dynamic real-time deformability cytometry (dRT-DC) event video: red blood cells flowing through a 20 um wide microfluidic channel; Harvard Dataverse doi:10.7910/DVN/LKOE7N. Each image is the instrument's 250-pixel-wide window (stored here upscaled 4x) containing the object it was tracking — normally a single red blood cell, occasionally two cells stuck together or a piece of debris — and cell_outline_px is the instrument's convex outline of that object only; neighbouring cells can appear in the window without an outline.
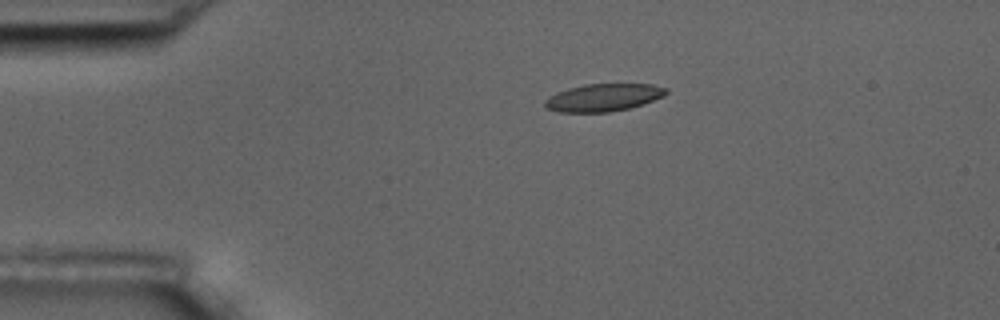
{"species": "common noctule bat (a hibernating species)", "species_latin": "Nyctalus noctula", "temperature_condition": "room temperature", "stored_images_in_passage": 3, "camera_frame_rate_fps": 3000, "um_per_image_px": 0.085, "animal": {"sex": "male", "body_mass_g": 17.5, "forearm_length_mm": 52.3}, "frame": {"image": 1, "passage_image": 1, "time_ms": 0.0, "image_size_px": [1000, 320], "cell_outline_px": [[668, 92], [664, 96], [628, 108], [608, 112], [560, 112], [544, 108], [544, 100], [548, 96], [556, 92], [568, 88], [584, 84], [652, 84], [668, 88]], "centroid_in_image_um": [51.24, 8.28], "position_along_channel_um": 33.8, "area_um2": 19.48}}
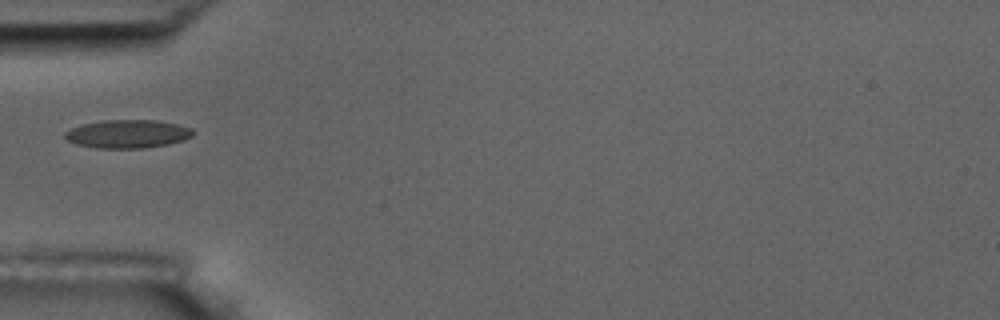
{"frame": {"image": 2, "passage_image": 3, "time_ms": 2.333, "image_size_px": [1000, 320], "cell_outline_px": [[196, 132], [192, 136], [184, 140], [168, 144], [144, 148], [96, 148], [76, 144], [68, 140], [64, 136], [64, 132], [80, 124], [100, 120], [160, 120], [180, 124], [192, 128]], "centroid_in_image_um": [10.88, 11.37], "position_along_channel_um": 74.1, "area_um2": 21.44}}